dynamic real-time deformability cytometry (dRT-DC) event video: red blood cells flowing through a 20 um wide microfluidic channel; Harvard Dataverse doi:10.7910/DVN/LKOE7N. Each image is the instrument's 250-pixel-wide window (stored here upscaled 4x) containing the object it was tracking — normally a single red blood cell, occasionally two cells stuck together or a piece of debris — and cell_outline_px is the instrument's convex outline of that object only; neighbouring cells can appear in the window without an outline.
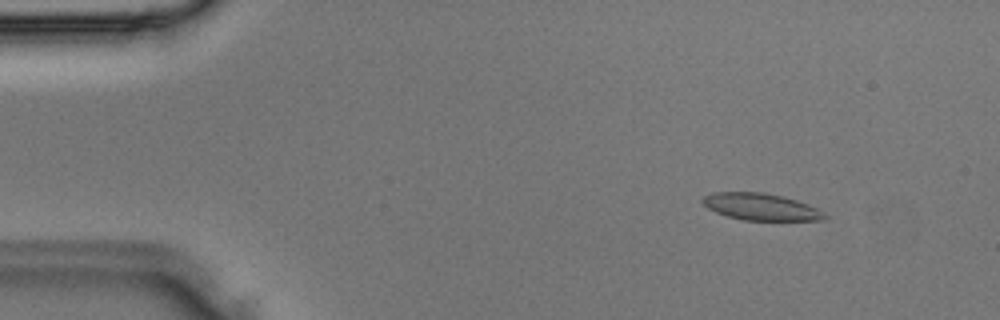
{"species": "Egyptian fruit bat (a non-hibernating species)", "species_latin": "Rousettus aegyptiacus", "temperature_condition": "room temperature", "stored_images_in_passage": 3, "camera_frame_rate_fps": 3000, "um_per_image_px": 0.085, "animal": {"sex": "male"}, "frame": {"image": 1, "passage_image": 1, "time_ms": 0.0, "image_size_px": [1000, 320], "cell_outline_px": [[828, 220], [744, 220], [728, 216], [716, 212], [708, 208], [700, 200], [704, 196], [712, 192], [764, 192], [784, 196], [808, 204], [824, 212], [828, 216]], "centroid_in_image_um": [64.7, 17.57], "position_along_channel_um": 20.3, "area_um2": 19.19}}
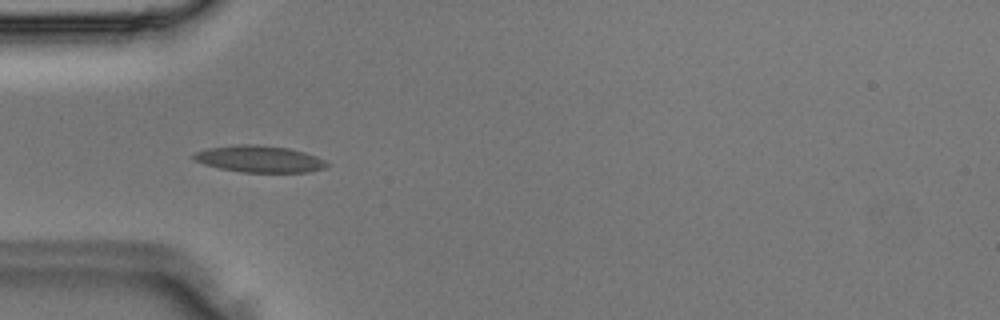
{"frame": {"image": 2, "passage_image": 3, "time_ms": 0.667, "image_size_px": [1000, 320], "cell_outline_px": [[328, 164], [324, 168], [308, 172], [244, 172], [220, 168], [204, 164], [196, 160], [192, 156], [196, 152], [208, 148], [236, 144], [260, 144], [288, 148], [304, 152], [316, 156], [324, 160]], "centroid_in_image_um": [22.05, 13.5], "position_along_channel_um": 62.9, "area_um2": 20.58}}